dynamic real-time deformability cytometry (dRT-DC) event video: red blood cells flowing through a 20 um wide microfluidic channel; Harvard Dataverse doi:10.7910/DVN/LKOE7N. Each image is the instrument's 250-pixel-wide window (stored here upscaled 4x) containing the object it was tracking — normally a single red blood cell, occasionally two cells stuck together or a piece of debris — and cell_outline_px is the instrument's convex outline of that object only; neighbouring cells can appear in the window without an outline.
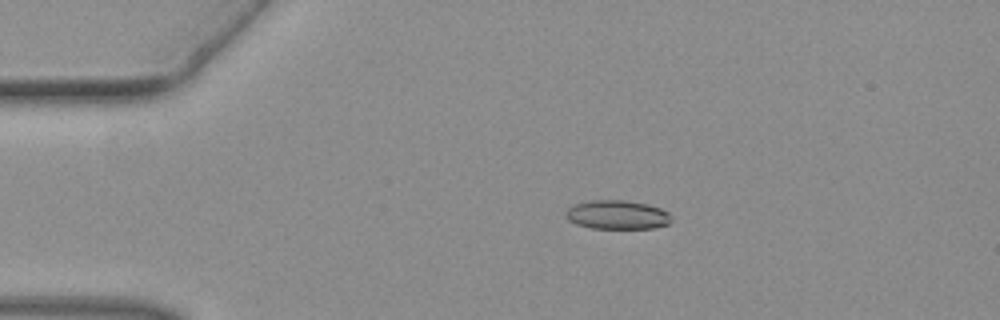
{"species": "common noctule bat (a hibernating species)", "species_latin": "Nyctalus noctula", "temperature_condition": "warm", "stored_images_in_passage": 49, "camera_frame_rate_fps": 3000, "um_per_image_px": 0.085, "animal": {"sex": "female", "body_mass_g": 19.3, "forearm_length_mm": 54.1}, "frame": {"image": 1, "passage_image": 10, "time_ms": 3.0, "image_size_px": [1000, 320], "cell_outline_px": [[672, 220], [668, 224], [656, 228], [592, 228], [576, 224], [568, 220], [564, 216], [564, 212], [572, 204], [592, 200], [620, 200], [648, 204], [660, 208], [668, 212], [672, 216]], "centroid_in_image_um": [52.45, 18.25], "position_along_channel_um": 32.6, "area_um2": 17.98}}
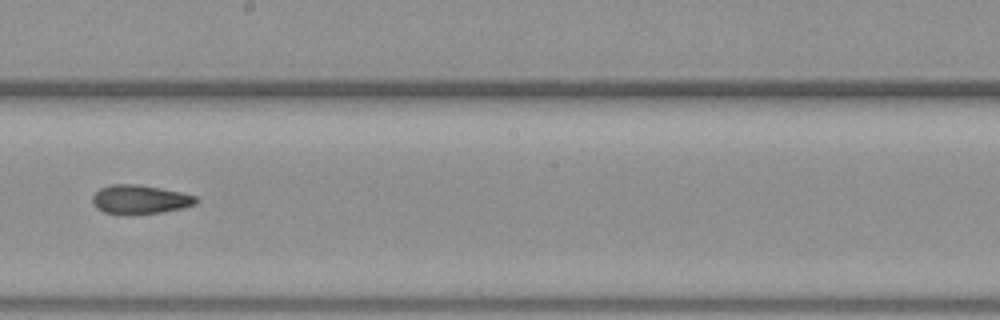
{"frame": {"image": 2, "passage_image": 28, "time_ms": 9.0, "image_size_px": [1000, 320], "cell_outline_px": [[196, 204], [180, 208], [160, 212], [132, 216], [124, 216], [104, 212], [96, 208], [92, 200], [92, 196], [100, 188], [112, 184], [136, 184], [160, 188], [180, 192], [196, 196]], "centroid_in_image_um": [11.84, 16.98], "position_along_channel_um": 236.4, "area_um2": 17.63}}
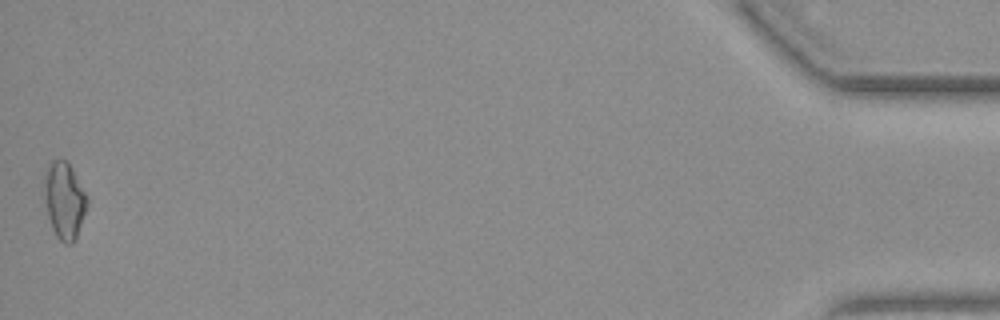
{"frame": {"image": 3, "passage_image": 49, "time_ms": 16.0, "image_size_px": [1000, 320], "cell_outline_px": [[88, 204], [76, 236], [72, 244], [64, 244], [56, 236], [52, 228], [48, 216], [44, 188], [44, 176], [48, 164], [52, 160], [64, 160], [68, 164], [88, 196]], "centroid_in_image_um": [5.47, 17.05], "position_along_channel_um": 429.7, "area_um2": 18.79}}